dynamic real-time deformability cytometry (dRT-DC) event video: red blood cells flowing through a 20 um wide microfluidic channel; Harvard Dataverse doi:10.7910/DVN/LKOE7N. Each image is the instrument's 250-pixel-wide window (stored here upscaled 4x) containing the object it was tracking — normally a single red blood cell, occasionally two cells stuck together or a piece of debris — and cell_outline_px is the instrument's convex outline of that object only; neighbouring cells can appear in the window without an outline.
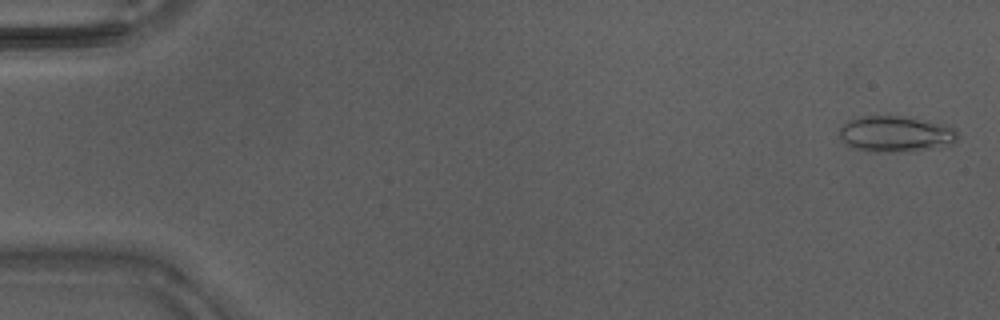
{"species": "Egyptian fruit bat (a non-hibernating species)", "species_latin": "Rousettus aegyptiacus", "temperature_condition": "warm", "stored_images_in_passage": 46, "camera_frame_rate_fps": 3000, "um_per_image_px": 0.085, "animal": {"sex": "male"}, "frame": {"image": 1, "passage_image": 2, "time_ms": 0.333, "image_size_px": [1000, 320], "cell_outline_px": [[960, 136], [952, 144], [932, 148], [900, 152], [872, 152], [852, 148], [840, 136], [840, 128], [848, 120], [860, 116], [900, 116], [940, 124], [952, 128]], "centroid_in_image_um": [76.1, 11.4], "position_along_channel_um": 8.9, "area_um2": 24.45}}
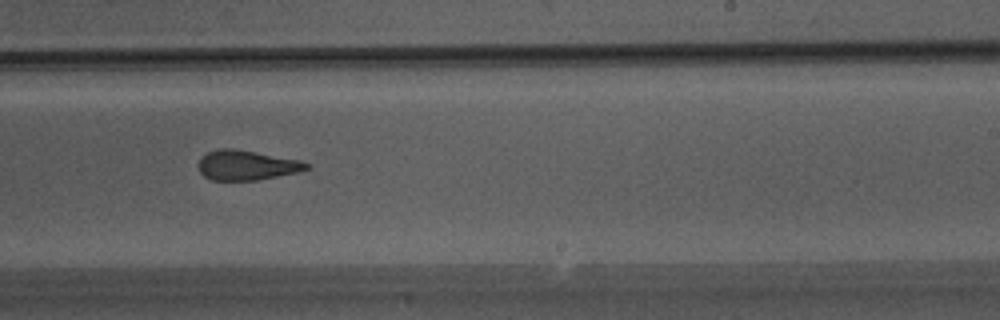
{"frame": {"image": 2, "passage_image": 29, "time_ms": 9.333, "image_size_px": [1000, 320], "cell_outline_px": [[312, 168], [300, 172], [256, 180], [212, 180], [204, 176], [200, 172], [200, 160], [208, 152], [220, 148], [232, 148], [256, 152], [300, 160], [312, 164]], "centroid_in_image_um": [21.05, 14.05], "position_along_channel_um": 268.0, "area_um2": 18.73}}
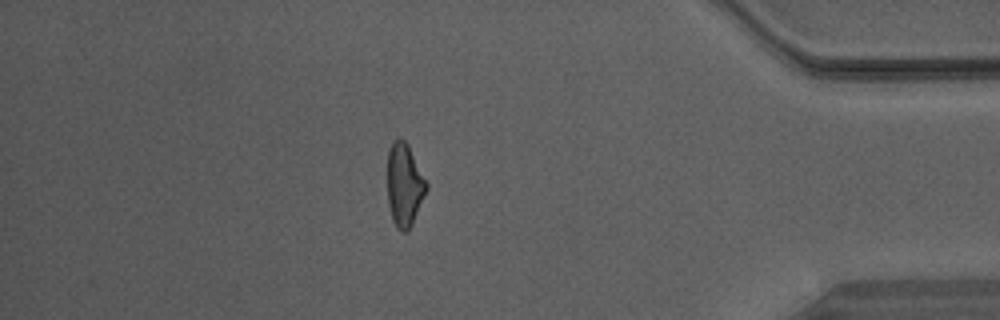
{"frame": {"image": 3, "passage_image": 40, "time_ms": 13.0, "image_size_px": [1000, 320], "cell_outline_px": [[428, 188], [412, 224], [408, 232], [400, 232], [396, 228], [392, 220], [388, 204], [388, 148], [392, 140], [400, 136], [408, 144], [428, 184]], "centroid_in_image_um": [34.36, 15.71], "position_along_channel_um": 400.8, "area_um2": 19.13}}